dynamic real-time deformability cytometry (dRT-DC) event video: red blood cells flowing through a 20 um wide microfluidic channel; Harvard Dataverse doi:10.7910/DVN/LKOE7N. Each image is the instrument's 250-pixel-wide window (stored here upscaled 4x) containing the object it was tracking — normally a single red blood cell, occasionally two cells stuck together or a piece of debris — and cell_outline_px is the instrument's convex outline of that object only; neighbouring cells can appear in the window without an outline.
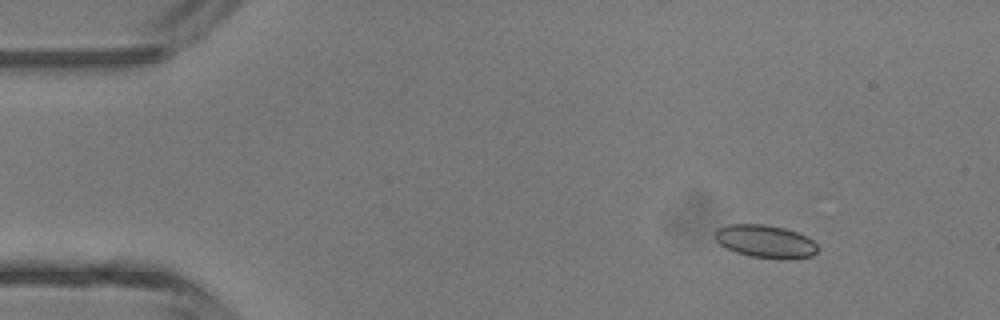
{"species": "common noctule bat (a hibernating species)", "species_latin": "Nyctalus noctula", "temperature_condition": "room temperature", "stored_images_in_passage": 4, "camera_frame_rate_fps": 3000, "um_per_image_px": 0.085, "animal": {"sex": "male", "body_mass_g": 13.3}, "frame": {"image": 1, "passage_image": 2, "time_ms": 1.0, "image_size_px": [1000, 320], "cell_outline_px": [[816, 252], [812, 256], [748, 256], [736, 252], [720, 244], [716, 240], [716, 232], [720, 228], [728, 224], [764, 224], [784, 228], [796, 232], [812, 240], [816, 244]], "centroid_in_image_um": [65.0, 20.47], "position_along_channel_um": 20.0, "area_um2": 18.55}}